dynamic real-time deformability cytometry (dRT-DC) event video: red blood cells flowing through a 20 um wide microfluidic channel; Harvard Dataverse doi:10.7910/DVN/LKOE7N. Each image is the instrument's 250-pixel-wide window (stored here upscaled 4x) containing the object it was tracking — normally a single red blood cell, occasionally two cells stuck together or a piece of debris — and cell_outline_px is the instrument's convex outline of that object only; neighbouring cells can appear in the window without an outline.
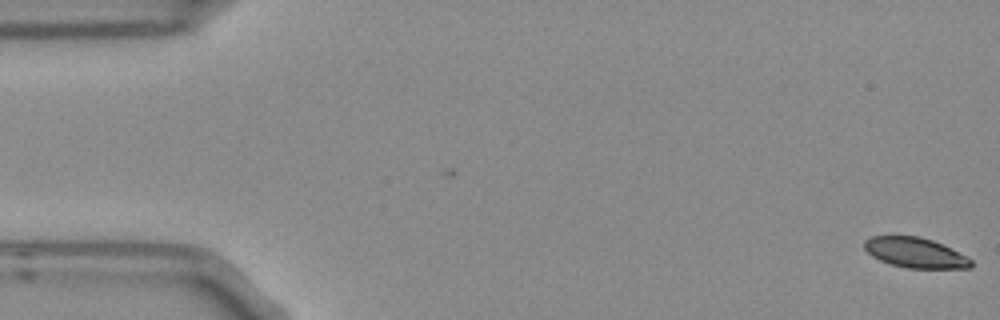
{"species": "Egyptian fruit bat (a non-hibernating species)", "species_latin": "Rousettus aegyptiacus", "temperature_condition": "room temperature", "stored_images_in_passage": 6, "camera_frame_rate_fps": 3000, "um_per_image_px": 0.085, "frame": {"image": 1, "passage_image": 1, "time_ms": 0.0, "image_size_px": [1000, 320], "cell_outline_px": [[972, 268], [908, 268], [892, 264], [880, 260], [872, 256], [864, 248], [864, 240], [872, 236], [920, 236], [932, 240], [972, 260]], "centroid_in_image_um": [77.75, 21.48], "position_along_channel_um": 7.2, "area_um2": 18.38}}